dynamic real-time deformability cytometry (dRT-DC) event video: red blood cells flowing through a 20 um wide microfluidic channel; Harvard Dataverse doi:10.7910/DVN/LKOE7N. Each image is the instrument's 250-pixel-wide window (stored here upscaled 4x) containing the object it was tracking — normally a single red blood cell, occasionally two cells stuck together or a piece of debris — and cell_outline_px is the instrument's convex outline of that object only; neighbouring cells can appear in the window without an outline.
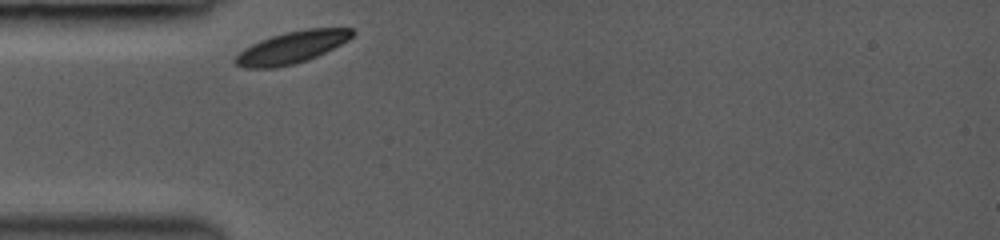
{"species": "common noctule bat (a hibernating species)", "species_latin": "Nyctalus noctula", "temperature_condition": "room temperature", "stored_images_in_passage": 28, "camera_frame_rate_fps": 3000, "um_per_image_px": 0.085, "animal": {"sex": "female", "body_mass_g": 19.0, "forearm_length_mm": 53.3}, "frame": {"image": 1, "passage_image": 1, "time_ms": 0.0, "image_size_px": [1000, 240], "cell_outline_px": [[356, 32], [348, 40], [308, 60], [276, 68], [244, 68], [236, 64], [232, 60], [244, 48], [260, 40], [284, 32], [308, 28], [352, 28]], "centroid_in_image_um": [24.78, 4.02], "position_along_channel_um": 60.2, "area_um2": 21.68}}
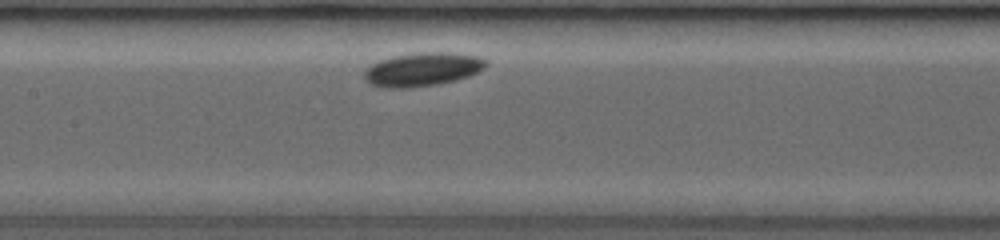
{"frame": {"image": 2, "passage_image": 12, "time_ms": 3.0, "image_size_px": [1000, 240], "cell_outline_px": [[488, 64], [480, 72], [456, 80], [436, 84], [408, 88], [380, 88], [368, 84], [364, 80], [364, 72], [372, 64], [380, 60], [396, 56], [420, 52], [448, 52], [476, 56], [488, 60]], "centroid_in_image_um": [35.91, 5.91], "position_along_channel_um": 171.5, "area_um2": 23.93}}
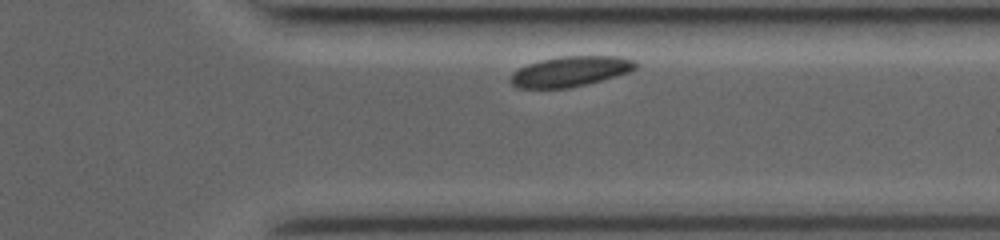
{"frame": {"image": 3, "passage_image": 26, "time_ms": 8.0, "image_size_px": [1000, 240], "cell_outline_px": [[636, 68], [628, 72], [616, 76], [568, 88], [520, 88], [512, 84], [508, 80], [512, 72], [528, 64], [540, 60], [560, 56], [620, 56], [636, 60]], "centroid_in_image_um": [48.46, 6.06], "position_along_channel_um": 362.9, "area_um2": 21.96}, "authors_computed_cell_mechanics": {"area_um2": 22.542, "velocity_mm_per_s": 3.8028, "shape_relaxation_time_tau1_ms": 1.4472, "shape_relaxation_time_tau2_ms": null, "deformation_change_tau1": 0.0507, "deformation_change_tau2": null}}